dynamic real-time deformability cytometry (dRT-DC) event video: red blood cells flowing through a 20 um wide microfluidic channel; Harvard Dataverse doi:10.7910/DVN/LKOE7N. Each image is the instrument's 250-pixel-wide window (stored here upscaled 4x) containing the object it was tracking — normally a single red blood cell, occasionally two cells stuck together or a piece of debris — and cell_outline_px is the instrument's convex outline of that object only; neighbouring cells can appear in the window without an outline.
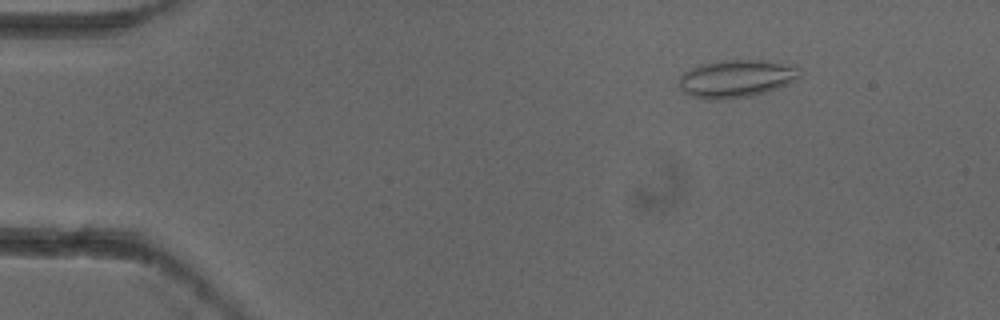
{"species": "common noctule bat (a hibernating species)", "species_latin": "Nyctalus noctula", "temperature_condition": "cold", "stored_images_in_passage": 6, "camera_frame_rate_fps": 3000, "um_per_image_px": 0.085, "animal": {"sex": "female"}, "frame": {"image": 1, "passage_image": 2, "time_ms": 0.333, "image_size_px": [1000, 320], "cell_outline_px": [[800, 76], [788, 84], [780, 88], [752, 96], [716, 100], [708, 100], [688, 96], [680, 88], [680, 76], [684, 72], [700, 64], [720, 60], [768, 60], [796, 64], [800, 68]], "centroid_in_image_um": [62.63, 6.68], "position_along_channel_um": 22.4, "area_um2": 27.05}}
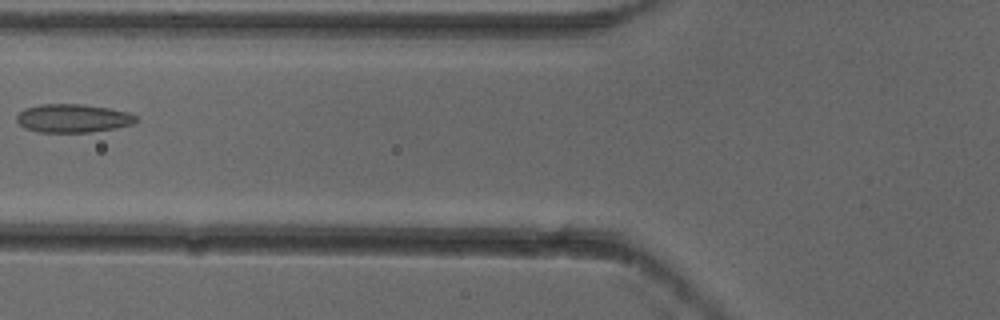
{"frame": {"image": 2, "passage_image": 5, "time_ms": 1.333, "image_size_px": [1000, 320], "cell_outline_px": [[140, 120], [132, 124], [116, 128], [92, 132], [36, 132], [24, 128], [16, 120], [16, 116], [24, 108], [40, 104], [80, 104], [108, 108], [128, 112], [136, 116]], "centroid_in_image_um": [6.19, 10.06], "position_along_channel_um": 119.6, "area_um2": 19.88}}
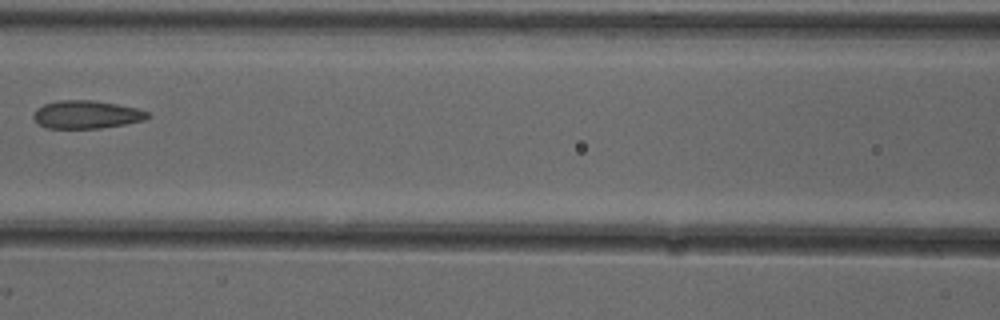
{"frame": {"image": 3, "passage_image": 6, "time_ms": 1.667, "image_size_px": [1000, 320], "cell_outline_px": [[152, 116], [144, 120], [124, 124], [100, 128], [48, 128], [36, 124], [32, 116], [32, 112], [36, 108], [44, 104], [60, 100], [92, 100], [116, 104], [136, 108], [148, 112]], "centroid_in_image_um": [7.3, 9.74], "position_along_channel_um": 159.3, "area_um2": 18.73}}